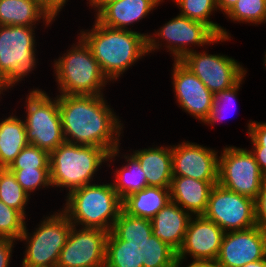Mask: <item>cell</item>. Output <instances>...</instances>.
<instances>
[{
	"instance_id": "6da1fadb",
	"label": "cell",
	"mask_w": 266,
	"mask_h": 267,
	"mask_svg": "<svg viewBox=\"0 0 266 267\" xmlns=\"http://www.w3.org/2000/svg\"><path fill=\"white\" fill-rule=\"evenodd\" d=\"M103 95H58L66 142L95 146L109 154L120 147L123 123Z\"/></svg>"
},
{
	"instance_id": "7a4b0ae2",
	"label": "cell",
	"mask_w": 266,
	"mask_h": 267,
	"mask_svg": "<svg viewBox=\"0 0 266 267\" xmlns=\"http://www.w3.org/2000/svg\"><path fill=\"white\" fill-rule=\"evenodd\" d=\"M91 30H81L80 38L91 50L109 81L119 79L147 52L148 34L106 27L95 19Z\"/></svg>"
},
{
	"instance_id": "3957f363",
	"label": "cell",
	"mask_w": 266,
	"mask_h": 267,
	"mask_svg": "<svg viewBox=\"0 0 266 267\" xmlns=\"http://www.w3.org/2000/svg\"><path fill=\"white\" fill-rule=\"evenodd\" d=\"M119 153V147L109 154L100 147L65 141L49 154L52 187L67 188L69 194L77 188L92 184L94 174L99 167L101 169L102 163L112 162Z\"/></svg>"
},
{
	"instance_id": "277c9868",
	"label": "cell",
	"mask_w": 266,
	"mask_h": 267,
	"mask_svg": "<svg viewBox=\"0 0 266 267\" xmlns=\"http://www.w3.org/2000/svg\"><path fill=\"white\" fill-rule=\"evenodd\" d=\"M62 211L69 221L83 228H99L111 232L122 211V200L113 184H87L67 194ZM79 225V226H78Z\"/></svg>"
},
{
	"instance_id": "5b68a950",
	"label": "cell",
	"mask_w": 266,
	"mask_h": 267,
	"mask_svg": "<svg viewBox=\"0 0 266 267\" xmlns=\"http://www.w3.org/2000/svg\"><path fill=\"white\" fill-rule=\"evenodd\" d=\"M76 45L54 60L55 79L62 95H103L110 82L103 74L86 43L78 37ZM107 82V83H106ZM104 87V88H103Z\"/></svg>"
},
{
	"instance_id": "8992f818",
	"label": "cell",
	"mask_w": 266,
	"mask_h": 267,
	"mask_svg": "<svg viewBox=\"0 0 266 267\" xmlns=\"http://www.w3.org/2000/svg\"><path fill=\"white\" fill-rule=\"evenodd\" d=\"M111 231L133 247L134 267H176L177 252L152 234L151 219L122 209Z\"/></svg>"
},
{
	"instance_id": "52a82bcc",
	"label": "cell",
	"mask_w": 266,
	"mask_h": 267,
	"mask_svg": "<svg viewBox=\"0 0 266 267\" xmlns=\"http://www.w3.org/2000/svg\"><path fill=\"white\" fill-rule=\"evenodd\" d=\"M42 89L33 88L26 97L25 130L27 142L49 154L65 142L58 95L52 100Z\"/></svg>"
},
{
	"instance_id": "ba28073f",
	"label": "cell",
	"mask_w": 266,
	"mask_h": 267,
	"mask_svg": "<svg viewBox=\"0 0 266 267\" xmlns=\"http://www.w3.org/2000/svg\"><path fill=\"white\" fill-rule=\"evenodd\" d=\"M34 28L0 25V75L7 88L36 68Z\"/></svg>"
},
{
	"instance_id": "9c48e42d",
	"label": "cell",
	"mask_w": 266,
	"mask_h": 267,
	"mask_svg": "<svg viewBox=\"0 0 266 267\" xmlns=\"http://www.w3.org/2000/svg\"><path fill=\"white\" fill-rule=\"evenodd\" d=\"M44 218L31 234L25 223L19 239L27 245L22 265L58 264L61 250L66 244L73 224L62 210Z\"/></svg>"
},
{
	"instance_id": "30bf717a",
	"label": "cell",
	"mask_w": 266,
	"mask_h": 267,
	"mask_svg": "<svg viewBox=\"0 0 266 267\" xmlns=\"http://www.w3.org/2000/svg\"><path fill=\"white\" fill-rule=\"evenodd\" d=\"M157 32V33H156ZM156 37V38H155ZM158 38V40H157ZM164 40L165 47L173 54L175 60H180L184 55L192 52L191 46H209L210 44L231 40L228 36H217L207 25L202 22L191 20L178 14L169 20L159 30L147 37V52L159 49ZM168 44V45H167ZM192 44V45H191ZM209 44V45H208ZM190 45V47H188ZM160 46V47H159Z\"/></svg>"
},
{
	"instance_id": "8fae6325",
	"label": "cell",
	"mask_w": 266,
	"mask_h": 267,
	"mask_svg": "<svg viewBox=\"0 0 266 267\" xmlns=\"http://www.w3.org/2000/svg\"><path fill=\"white\" fill-rule=\"evenodd\" d=\"M265 179L250 150L229 146L219 156L218 183L232 192L256 200Z\"/></svg>"
},
{
	"instance_id": "7c38bea8",
	"label": "cell",
	"mask_w": 266,
	"mask_h": 267,
	"mask_svg": "<svg viewBox=\"0 0 266 267\" xmlns=\"http://www.w3.org/2000/svg\"><path fill=\"white\" fill-rule=\"evenodd\" d=\"M203 216L215 222L224 232L256 226L255 200L215 184L209 194Z\"/></svg>"
},
{
	"instance_id": "4fadbf2b",
	"label": "cell",
	"mask_w": 266,
	"mask_h": 267,
	"mask_svg": "<svg viewBox=\"0 0 266 267\" xmlns=\"http://www.w3.org/2000/svg\"><path fill=\"white\" fill-rule=\"evenodd\" d=\"M215 95L244 79L247 71L237 60L226 56L193 50L179 60Z\"/></svg>"
},
{
	"instance_id": "5bb4252c",
	"label": "cell",
	"mask_w": 266,
	"mask_h": 267,
	"mask_svg": "<svg viewBox=\"0 0 266 267\" xmlns=\"http://www.w3.org/2000/svg\"><path fill=\"white\" fill-rule=\"evenodd\" d=\"M108 234L99 228L77 229V226L72 225L57 266L105 267Z\"/></svg>"
},
{
	"instance_id": "9a60e30c",
	"label": "cell",
	"mask_w": 266,
	"mask_h": 267,
	"mask_svg": "<svg viewBox=\"0 0 266 267\" xmlns=\"http://www.w3.org/2000/svg\"><path fill=\"white\" fill-rule=\"evenodd\" d=\"M266 258V231L257 225L225 232L217 262L223 267H244Z\"/></svg>"
},
{
	"instance_id": "2e32d148",
	"label": "cell",
	"mask_w": 266,
	"mask_h": 267,
	"mask_svg": "<svg viewBox=\"0 0 266 267\" xmlns=\"http://www.w3.org/2000/svg\"><path fill=\"white\" fill-rule=\"evenodd\" d=\"M172 84L182 110L204 123L210 115L215 95L179 60H174Z\"/></svg>"
},
{
	"instance_id": "e0dca14e",
	"label": "cell",
	"mask_w": 266,
	"mask_h": 267,
	"mask_svg": "<svg viewBox=\"0 0 266 267\" xmlns=\"http://www.w3.org/2000/svg\"><path fill=\"white\" fill-rule=\"evenodd\" d=\"M224 233L215 222L203 215L192 216L177 252V260L183 262L189 255L193 261H216Z\"/></svg>"
},
{
	"instance_id": "ac0fdd59",
	"label": "cell",
	"mask_w": 266,
	"mask_h": 267,
	"mask_svg": "<svg viewBox=\"0 0 266 267\" xmlns=\"http://www.w3.org/2000/svg\"><path fill=\"white\" fill-rule=\"evenodd\" d=\"M217 153L211 148L189 141L172 145L173 176L218 181L219 156Z\"/></svg>"
},
{
	"instance_id": "d6986e66",
	"label": "cell",
	"mask_w": 266,
	"mask_h": 267,
	"mask_svg": "<svg viewBox=\"0 0 266 267\" xmlns=\"http://www.w3.org/2000/svg\"><path fill=\"white\" fill-rule=\"evenodd\" d=\"M164 0H116L106 3L95 19L102 25L121 30H129L134 22L142 20L151 10Z\"/></svg>"
},
{
	"instance_id": "ffe728a7",
	"label": "cell",
	"mask_w": 266,
	"mask_h": 267,
	"mask_svg": "<svg viewBox=\"0 0 266 267\" xmlns=\"http://www.w3.org/2000/svg\"><path fill=\"white\" fill-rule=\"evenodd\" d=\"M218 181H201L191 177L173 176L170 186L171 201L192 216L203 215L209 194Z\"/></svg>"
},
{
	"instance_id": "44dd1931",
	"label": "cell",
	"mask_w": 266,
	"mask_h": 267,
	"mask_svg": "<svg viewBox=\"0 0 266 267\" xmlns=\"http://www.w3.org/2000/svg\"><path fill=\"white\" fill-rule=\"evenodd\" d=\"M192 215L170 201L152 219V234L172 247L180 249Z\"/></svg>"
},
{
	"instance_id": "7402d4cb",
	"label": "cell",
	"mask_w": 266,
	"mask_h": 267,
	"mask_svg": "<svg viewBox=\"0 0 266 267\" xmlns=\"http://www.w3.org/2000/svg\"><path fill=\"white\" fill-rule=\"evenodd\" d=\"M132 155L139 161L148 186L170 188L172 173V145L135 150Z\"/></svg>"
},
{
	"instance_id": "603a6c76",
	"label": "cell",
	"mask_w": 266,
	"mask_h": 267,
	"mask_svg": "<svg viewBox=\"0 0 266 267\" xmlns=\"http://www.w3.org/2000/svg\"><path fill=\"white\" fill-rule=\"evenodd\" d=\"M40 19L46 27L53 21L40 0H0V25L36 27Z\"/></svg>"
},
{
	"instance_id": "cb8c5ba5",
	"label": "cell",
	"mask_w": 266,
	"mask_h": 267,
	"mask_svg": "<svg viewBox=\"0 0 266 267\" xmlns=\"http://www.w3.org/2000/svg\"><path fill=\"white\" fill-rule=\"evenodd\" d=\"M170 201V188L148 186L126 197L122 207L129 215L152 219Z\"/></svg>"
},
{
	"instance_id": "d4e9b609",
	"label": "cell",
	"mask_w": 266,
	"mask_h": 267,
	"mask_svg": "<svg viewBox=\"0 0 266 267\" xmlns=\"http://www.w3.org/2000/svg\"><path fill=\"white\" fill-rule=\"evenodd\" d=\"M29 143L26 139L25 122L10 115L0 122V168H8L16 156Z\"/></svg>"
},
{
	"instance_id": "484cf974",
	"label": "cell",
	"mask_w": 266,
	"mask_h": 267,
	"mask_svg": "<svg viewBox=\"0 0 266 267\" xmlns=\"http://www.w3.org/2000/svg\"><path fill=\"white\" fill-rule=\"evenodd\" d=\"M124 158L127 164L115 170V182L112 183L122 201L129 195L148 187L139 161L132 154L124 155Z\"/></svg>"
},
{
	"instance_id": "4316f807",
	"label": "cell",
	"mask_w": 266,
	"mask_h": 267,
	"mask_svg": "<svg viewBox=\"0 0 266 267\" xmlns=\"http://www.w3.org/2000/svg\"><path fill=\"white\" fill-rule=\"evenodd\" d=\"M179 9L180 15L207 25L217 36H228L230 33L219 24L210 20L213 11L218 10L217 0H173Z\"/></svg>"
},
{
	"instance_id": "83f0119b",
	"label": "cell",
	"mask_w": 266,
	"mask_h": 267,
	"mask_svg": "<svg viewBox=\"0 0 266 267\" xmlns=\"http://www.w3.org/2000/svg\"><path fill=\"white\" fill-rule=\"evenodd\" d=\"M30 195L17 182L15 175L8 168H0V200L18 210L25 218V207Z\"/></svg>"
},
{
	"instance_id": "f1b7e54d",
	"label": "cell",
	"mask_w": 266,
	"mask_h": 267,
	"mask_svg": "<svg viewBox=\"0 0 266 267\" xmlns=\"http://www.w3.org/2000/svg\"><path fill=\"white\" fill-rule=\"evenodd\" d=\"M226 16L239 23H266V0H238Z\"/></svg>"
},
{
	"instance_id": "f546056e",
	"label": "cell",
	"mask_w": 266,
	"mask_h": 267,
	"mask_svg": "<svg viewBox=\"0 0 266 267\" xmlns=\"http://www.w3.org/2000/svg\"><path fill=\"white\" fill-rule=\"evenodd\" d=\"M105 267H134L133 247L120 240L112 231L106 240Z\"/></svg>"
},
{
	"instance_id": "4dcf8cb0",
	"label": "cell",
	"mask_w": 266,
	"mask_h": 267,
	"mask_svg": "<svg viewBox=\"0 0 266 267\" xmlns=\"http://www.w3.org/2000/svg\"><path fill=\"white\" fill-rule=\"evenodd\" d=\"M25 217L0 200V238L20 239L25 227Z\"/></svg>"
},
{
	"instance_id": "1f68e13d",
	"label": "cell",
	"mask_w": 266,
	"mask_h": 267,
	"mask_svg": "<svg viewBox=\"0 0 266 267\" xmlns=\"http://www.w3.org/2000/svg\"><path fill=\"white\" fill-rule=\"evenodd\" d=\"M16 177L17 182L30 195L40 188L52 187L50 180V168L34 169H9ZM43 186V187H42ZM40 187V188H39Z\"/></svg>"
},
{
	"instance_id": "d6a6232c",
	"label": "cell",
	"mask_w": 266,
	"mask_h": 267,
	"mask_svg": "<svg viewBox=\"0 0 266 267\" xmlns=\"http://www.w3.org/2000/svg\"><path fill=\"white\" fill-rule=\"evenodd\" d=\"M23 168H50L49 153L37 146L28 144L8 167V169Z\"/></svg>"
},
{
	"instance_id": "836d02e7",
	"label": "cell",
	"mask_w": 266,
	"mask_h": 267,
	"mask_svg": "<svg viewBox=\"0 0 266 267\" xmlns=\"http://www.w3.org/2000/svg\"><path fill=\"white\" fill-rule=\"evenodd\" d=\"M242 82L243 79L232 88L215 94L213 108L211 109L209 118L204 122V124L214 125L216 124V122L220 123V121L223 120V118H225L224 116L230 113V111L227 112V114L224 112H226L225 111L226 109L229 110L228 105L233 106L235 104L236 96L240 89V86L242 85Z\"/></svg>"
},
{
	"instance_id": "e575fe53",
	"label": "cell",
	"mask_w": 266,
	"mask_h": 267,
	"mask_svg": "<svg viewBox=\"0 0 266 267\" xmlns=\"http://www.w3.org/2000/svg\"><path fill=\"white\" fill-rule=\"evenodd\" d=\"M247 127V134L253 145L251 147H266V123L250 121Z\"/></svg>"
},
{
	"instance_id": "d590c367",
	"label": "cell",
	"mask_w": 266,
	"mask_h": 267,
	"mask_svg": "<svg viewBox=\"0 0 266 267\" xmlns=\"http://www.w3.org/2000/svg\"><path fill=\"white\" fill-rule=\"evenodd\" d=\"M255 209L256 225L263 231H266V179L264 180L260 193L255 200Z\"/></svg>"
},
{
	"instance_id": "8d00e7d4",
	"label": "cell",
	"mask_w": 266,
	"mask_h": 267,
	"mask_svg": "<svg viewBox=\"0 0 266 267\" xmlns=\"http://www.w3.org/2000/svg\"><path fill=\"white\" fill-rule=\"evenodd\" d=\"M15 241L10 238H0V267H9L12 249L15 247Z\"/></svg>"
},
{
	"instance_id": "74e56055",
	"label": "cell",
	"mask_w": 266,
	"mask_h": 267,
	"mask_svg": "<svg viewBox=\"0 0 266 267\" xmlns=\"http://www.w3.org/2000/svg\"><path fill=\"white\" fill-rule=\"evenodd\" d=\"M68 0H42V6L44 10L52 17L55 21V17L59 14L63 6Z\"/></svg>"
},
{
	"instance_id": "f35d334b",
	"label": "cell",
	"mask_w": 266,
	"mask_h": 267,
	"mask_svg": "<svg viewBox=\"0 0 266 267\" xmlns=\"http://www.w3.org/2000/svg\"><path fill=\"white\" fill-rule=\"evenodd\" d=\"M258 163V166L266 178V147H253L250 150Z\"/></svg>"
},
{
	"instance_id": "ab89813d",
	"label": "cell",
	"mask_w": 266,
	"mask_h": 267,
	"mask_svg": "<svg viewBox=\"0 0 266 267\" xmlns=\"http://www.w3.org/2000/svg\"><path fill=\"white\" fill-rule=\"evenodd\" d=\"M182 261H177L176 267H183ZM186 267H223L217 261H192Z\"/></svg>"
},
{
	"instance_id": "60d3db41",
	"label": "cell",
	"mask_w": 266,
	"mask_h": 267,
	"mask_svg": "<svg viewBox=\"0 0 266 267\" xmlns=\"http://www.w3.org/2000/svg\"><path fill=\"white\" fill-rule=\"evenodd\" d=\"M238 0H217L218 10L223 14H227L236 4Z\"/></svg>"
},
{
	"instance_id": "b9f144b4",
	"label": "cell",
	"mask_w": 266,
	"mask_h": 267,
	"mask_svg": "<svg viewBox=\"0 0 266 267\" xmlns=\"http://www.w3.org/2000/svg\"><path fill=\"white\" fill-rule=\"evenodd\" d=\"M89 1V6L93 7L96 12H98L106 3L116 0H87Z\"/></svg>"
},
{
	"instance_id": "7bdbcfd3",
	"label": "cell",
	"mask_w": 266,
	"mask_h": 267,
	"mask_svg": "<svg viewBox=\"0 0 266 267\" xmlns=\"http://www.w3.org/2000/svg\"><path fill=\"white\" fill-rule=\"evenodd\" d=\"M244 267H266V258L246 264Z\"/></svg>"
},
{
	"instance_id": "ee69618b",
	"label": "cell",
	"mask_w": 266,
	"mask_h": 267,
	"mask_svg": "<svg viewBox=\"0 0 266 267\" xmlns=\"http://www.w3.org/2000/svg\"><path fill=\"white\" fill-rule=\"evenodd\" d=\"M7 89L8 88L4 85V79L0 75V95H1V93L3 94V92H5Z\"/></svg>"
},
{
	"instance_id": "f6af8a7d",
	"label": "cell",
	"mask_w": 266,
	"mask_h": 267,
	"mask_svg": "<svg viewBox=\"0 0 266 267\" xmlns=\"http://www.w3.org/2000/svg\"><path fill=\"white\" fill-rule=\"evenodd\" d=\"M22 267H58L57 265H22Z\"/></svg>"
},
{
	"instance_id": "bcb514c9",
	"label": "cell",
	"mask_w": 266,
	"mask_h": 267,
	"mask_svg": "<svg viewBox=\"0 0 266 267\" xmlns=\"http://www.w3.org/2000/svg\"><path fill=\"white\" fill-rule=\"evenodd\" d=\"M264 65L266 66V52H265V56H264Z\"/></svg>"
}]
</instances>
